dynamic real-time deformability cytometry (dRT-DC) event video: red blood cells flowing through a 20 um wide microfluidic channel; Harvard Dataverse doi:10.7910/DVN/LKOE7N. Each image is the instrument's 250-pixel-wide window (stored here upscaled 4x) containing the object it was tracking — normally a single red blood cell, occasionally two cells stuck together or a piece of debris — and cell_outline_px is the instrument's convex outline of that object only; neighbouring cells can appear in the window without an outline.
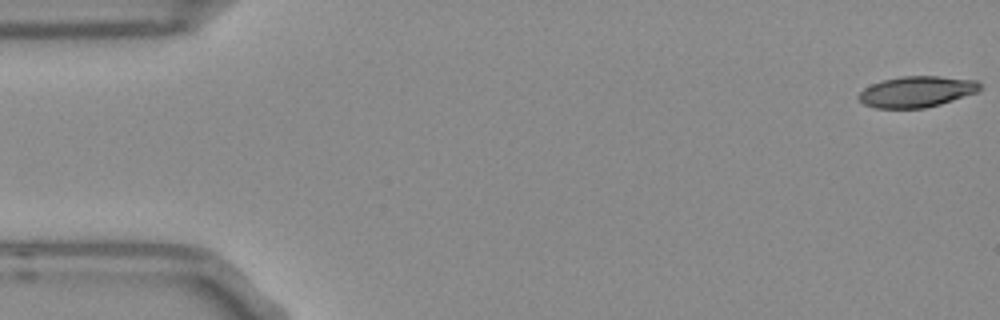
{"species": "Egyptian fruit bat (a non-hibernating species)", "species_latin": "Rousettus aegyptiacus", "temperature_condition": "room temperature", "stored_images_in_passage": 36, "camera_frame_rate_fps": 3000, "um_per_image_px": 0.085, "frame": {"image": 1, "passage_image": 1, "time_ms": 0.0, "image_size_px": [1000, 320], "cell_outline_px": [[980, 88], [976, 92], [940, 104], [924, 108], [876, 108], [864, 104], [856, 96], [864, 88], [872, 84], [884, 80], [904, 76], [936, 76], [976, 80], [980, 84]], "centroid_in_image_um": [77.88, 7.79], "position_along_channel_um": 7.1, "area_um2": 21.62}}
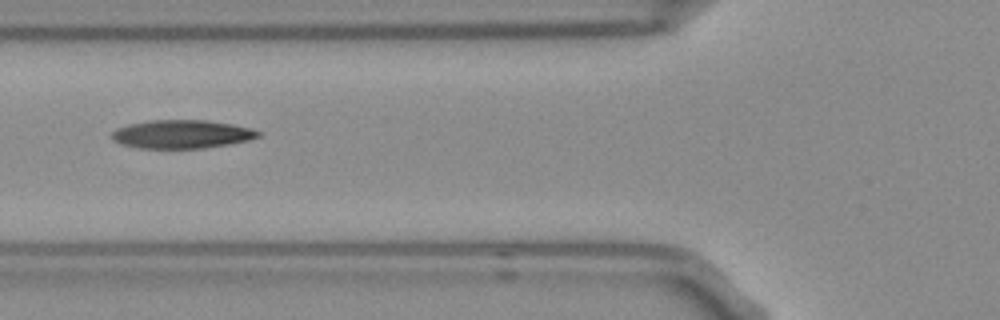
{"frame": {"image": 2, "passage_image": 20, "time_ms": 6.333, "image_size_px": [1000, 320], "cell_outline_px": [[260, 136], [248, 140], [228, 144], [204, 148], [136, 148], [120, 144], [112, 140], [112, 132], [116, 128], [128, 124], [148, 120], [208, 120], [232, 124], [252, 128], [260, 132]], "centroid_in_image_um": [15.42, 11.4], "position_along_channel_um": 110.4, "area_um2": 24.39}}
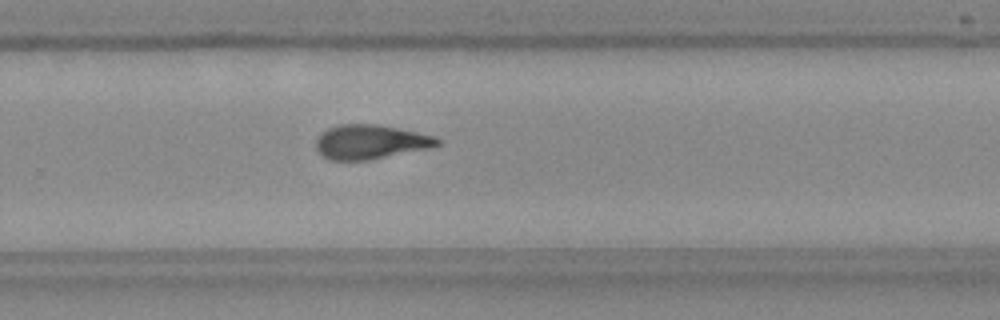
{"frame": {"image": 3, "passage_image": 35, "time_ms": 11.333, "image_size_px": [1000, 320], "cell_outline_px": [[444, 140], [440, 144], [432, 148], [368, 160], [328, 160], [316, 148], [316, 140], [328, 128], [340, 124], [376, 124], [416, 132], [432, 136]], "centroid_in_image_um": [31.52, 12.07], "position_along_channel_um": 298.3, "area_um2": 24.1}}